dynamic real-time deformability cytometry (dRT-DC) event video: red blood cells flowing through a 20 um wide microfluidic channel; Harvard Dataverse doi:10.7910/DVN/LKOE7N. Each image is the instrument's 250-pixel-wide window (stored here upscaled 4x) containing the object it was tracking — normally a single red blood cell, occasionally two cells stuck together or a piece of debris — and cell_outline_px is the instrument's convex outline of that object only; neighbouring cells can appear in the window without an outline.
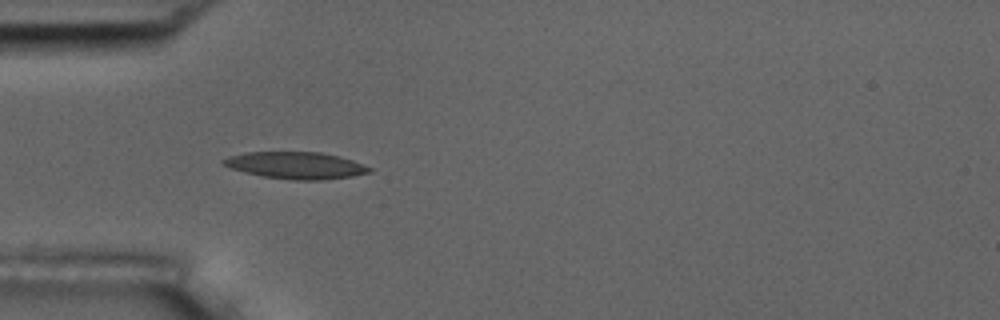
{"species": "common noctule bat (a hibernating species)", "species_latin": "Nyctalus noctula", "temperature_condition": "room temperature", "stored_images_in_passage": 11, "camera_frame_rate_fps": 3000, "um_per_image_px": 0.085, "animal": {"sex": "male", "body_mass_g": 17.5, "forearm_length_mm": 52.3}, "frame": {"image": 1, "passage_image": 5, "time_ms": 5.333, "image_size_px": [1000, 320], "cell_outline_px": [[372, 172], [352, 176], [320, 180], [292, 180], [264, 176], [244, 172], [232, 168], [224, 164], [220, 160], [228, 156], [244, 152], [320, 152], [340, 156], [352, 160], [372, 168]], "centroid_in_image_um": [25.15, 14.05], "position_along_channel_um": 59.8, "area_um2": 22.83}}
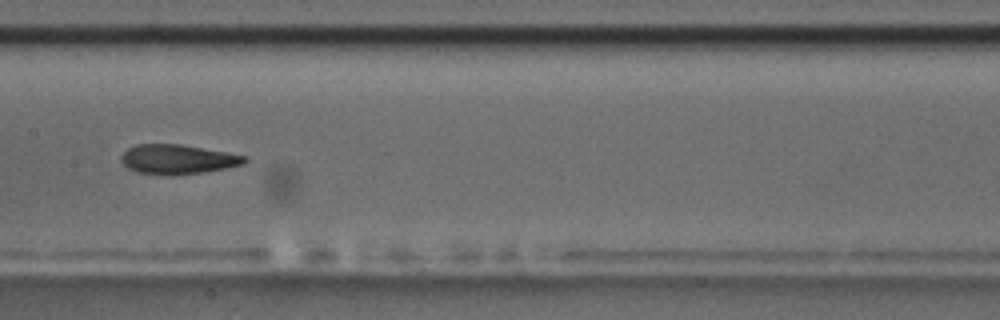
{"frame": {"image": 2, "passage_image": 8, "time_ms": 9.0, "image_size_px": [1000, 320], "cell_outline_px": [[248, 160], [244, 164], [204, 172], [172, 176], [168, 176], [136, 172], [128, 168], [120, 160], [120, 156], [128, 148], [136, 144], [180, 144], [228, 152], [248, 156]], "centroid_in_image_um": [15.1, 13.54], "position_along_channel_um": 192.3, "area_um2": 21.5}}
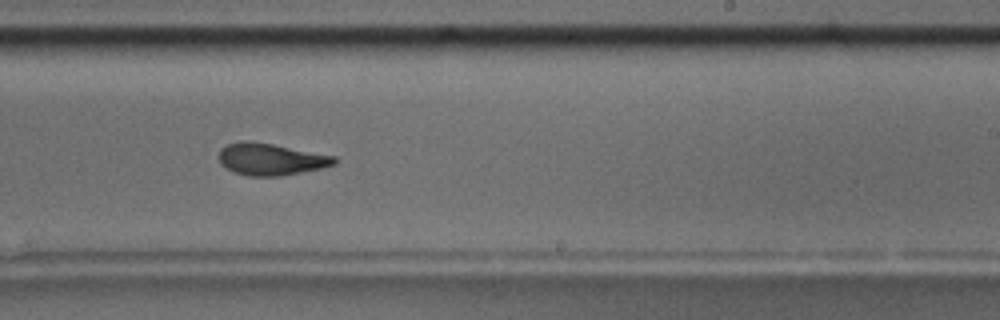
{"frame": {"image": 3, "passage_image": 10, "time_ms": 11.0, "image_size_px": [1000, 320], "cell_outline_px": [[336, 164], [324, 168], [280, 176], [248, 176], [232, 172], [220, 164], [220, 148], [228, 144], [240, 140], [248, 140], [272, 144], [336, 156]], "centroid_in_image_um": [23.01, 13.54], "position_along_channel_um": 266.0, "area_um2": 21.62}}